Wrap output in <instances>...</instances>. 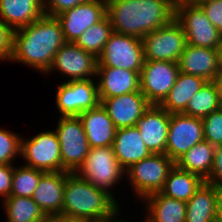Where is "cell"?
I'll list each match as a JSON object with an SVG mask.
<instances>
[{"label": "cell", "instance_id": "cell-1", "mask_svg": "<svg viewBox=\"0 0 222 222\" xmlns=\"http://www.w3.org/2000/svg\"><path fill=\"white\" fill-rule=\"evenodd\" d=\"M65 43L61 25L56 17L43 15L13 33L11 61L22 63L47 73L54 56Z\"/></svg>", "mask_w": 222, "mask_h": 222}, {"label": "cell", "instance_id": "cell-2", "mask_svg": "<svg viewBox=\"0 0 222 222\" xmlns=\"http://www.w3.org/2000/svg\"><path fill=\"white\" fill-rule=\"evenodd\" d=\"M175 0H124L109 3L106 16L114 32L142 39L175 18Z\"/></svg>", "mask_w": 222, "mask_h": 222}, {"label": "cell", "instance_id": "cell-3", "mask_svg": "<svg viewBox=\"0 0 222 222\" xmlns=\"http://www.w3.org/2000/svg\"><path fill=\"white\" fill-rule=\"evenodd\" d=\"M119 204L105 190L96 188L76 172H69L63 193L62 216L87 222H109L118 215Z\"/></svg>", "mask_w": 222, "mask_h": 222}, {"label": "cell", "instance_id": "cell-4", "mask_svg": "<svg viewBox=\"0 0 222 222\" xmlns=\"http://www.w3.org/2000/svg\"><path fill=\"white\" fill-rule=\"evenodd\" d=\"M76 173L114 198L109 189L119 182L125 170L118 163L113 147L109 146L90 148L84 163Z\"/></svg>", "mask_w": 222, "mask_h": 222}, {"label": "cell", "instance_id": "cell-5", "mask_svg": "<svg viewBox=\"0 0 222 222\" xmlns=\"http://www.w3.org/2000/svg\"><path fill=\"white\" fill-rule=\"evenodd\" d=\"M175 162L166 154H151L125 171L134 191L141 200L160 192Z\"/></svg>", "mask_w": 222, "mask_h": 222}, {"label": "cell", "instance_id": "cell-6", "mask_svg": "<svg viewBox=\"0 0 222 222\" xmlns=\"http://www.w3.org/2000/svg\"><path fill=\"white\" fill-rule=\"evenodd\" d=\"M61 150L62 171L76 172L90 150L78 116H61L55 131Z\"/></svg>", "mask_w": 222, "mask_h": 222}, {"label": "cell", "instance_id": "cell-7", "mask_svg": "<svg viewBox=\"0 0 222 222\" xmlns=\"http://www.w3.org/2000/svg\"><path fill=\"white\" fill-rule=\"evenodd\" d=\"M144 61L140 38L113 32L98 57L97 67H113L140 73Z\"/></svg>", "mask_w": 222, "mask_h": 222}, {"label": "cell", "instance_id": "cell-8", "mask_svg": "<svg viewBox=\"0 0 222 222\" xmlns=\"http://www.w3.org/2000/svg\"><path fill=\"white\" fill-rule=\"evenodd\" d=\"M175 20L182 26L186 43L217 49L222 33L214 27L200 6L175 3Z\"/></svg>", "mask_w": 222, "mask_h": 222}, {"label": "cell", "instance_id": "cell-9", "mask_svg": "<svg viewBox=\"0 0 222 222\" xmlns=\"http://www.w3.org/2000/svg\"><path fill=\"white\" fill-rule=\"evenodd\" d=\"M145 60L169 61L177 63L186 43L182 26L175 18L142 39Z\"/></svg>", "mask_w": 222, "mask_h": 222}, {"label": "cell", "instance_id": "cell-10", "mask_svg": "<svg viewBox=\"0 0 222 222\" xmlns=\"http://www.w3.org/2000/svg\"><path fill=\"white\" fill-rule=\"evenodd\" d=\"M21 138V157L26 165L43 172L62 171L61 150L55 131L35 134L28 140Z\"/></svg>", "mask_w": 222, "mask_h": 222}, {"label": "cell", "instance_id": "cell-11", "mask_svg": "<svg viewBox=\"0 0 222 222\" xmlns=\"http://www.w3.org/2000/svg\"><path fill=\"white\" fill-rule=\"evenodd\" d=\"M178 63L145 60L139 73L140 91L151 105H160L179 74Z\"/></svg>", "mask_w": 222, "mask_h": 222}, {"label": "cell", "instance_id": "cell-12", "mask_svg": "<svg viewBox=\"0 0 222 222\" xmlns=\"http://www.w3.org/2000/svg\"><path fill=\"white\" fill-rule=\"evenodd\" d=\"M97 83L89 80L65 81L56 92V106L61 116H79L100 104Z\"/></svg>", "mask_w": 222, "mask_h": 222}, {"label": "cell", "instance_id": "cell-13", "mask_svg": "<svg viewBox=\"0 0 222 222\" xmlns=\"http://www.w3.org/2000/svg\"><path fill=\"white\" fill-rule=\"evenodd\" d=\"M204 140L202 118L183 113L170 114L166 155L176 162L196 143Z\"/></svg>", "mask_w": 222, "mask_h": 222}, {"label": "cell", "instance_id": "cell-14", "mask_svg": "<svg viewBox=\"0 0 222 222\" xmlns=\"http://www.w3.org/2000/svg\"><path fill=\"white\" fill-rule=\"evenodd\" d=\"M98 58L83 50L73 42H65L54 56L48 72L60 71L68 76V81L89 80L96 77Z\"/></svg>", "mask_w": 222, "mask_h": 222}, {"label": "cell", "instance_id": "cell-15", "mask_svg": "<svg viewBox=\"0 0 222 222\" xmlns=\"http://www.w3.org/2000/svg\"><path fill=\"white\" fill-rule=\"evenodd\" d=\"M106 16L103 0H88L55 16L59 21L65 42H75L90 26Z\"/></svg>", "mask_w": 222, "mask_h": 222}, {"label": "cell", "instance_id": "cell-16", "mask_svg": "<svg viewBox=\"0 0 222 222\" xmlns=\"http://www.w3.org/2000/svg\"><path fill=\"white\" fill-rule=\"evenodd\" d=\"M117 129L136 126L137 121L151 106L141 92H131L121 96L99 98Z\"/></svg>", "mask_w": 222, "mask_h": 222}, {"label": "cell", "instance_id": "cell-17", "mask_svg": "<svg viewBox=\"0 0 222 222\" xmlns=\"http://www.w3.org/2000/svg\"><path fill=\"white\" fill-rule=\"evenodd\" d=\"M170 114L160 105H151L137 121L145 146L152 154H166Z\"/></svg>", "mask_w": 222, "mask_h": 222}, {"label": "cell", "instance_id": "cell-18", "mask_svg": "<svg viewBox=\"0 0 222 222\" xmlns=\"http://www.w3.org/2000/svg\"><path fill=\"white\" fill-rule=\"evenodd\" d=\"M69 171L45 172L34 190L32 199L47 217L61 215L66 176Z\"/></svg>", "mask_w": 222, "mask_h": 222}, {"label": "cell", "instance_id": "cell-19", "mask_svg": "<svg viewBox=\"0 0 222 222\" xmlns=\"http://www.w3.org/2000/svg\"><path fill=\"white\" fill-rule=\"evenodd\" d=\"M98 97L110 98L140 91L139 72L113 67H97Z\"/></svg>", "mask_w": 222, "mask_h": 222}, {"label": "cell", "instance_id": "cell-20", "mask_svg": "<svg viewBox=\"0 0 222 222\" xmlns=\"http://www.w3.org/2000/svg\"><path fill=\"white\" fill-rule=\"evenodd\" d=\"M179 71L201 77L207 82L213 81L218 69L216 49L186 44L178 60Z\"/></svg>", "mask_w": 222, "mask_h": 222}, {"label": "cell", "instance_id": "cell-21", "mask_svg": "<svg viewBox=\"0 0 222 222\" xmlns=\"http://www.w3.org/2000/svg\"><path fill=\"white\" fill-rule=\"evenodd\" d=\"M78 117L82 122L90 148L113 145L117 128L101 104L84 111Z\"/></svg>", "mask_w": 222, "mask_h": 222}, {"label": "cell", "instance_id": "cell-22", "mask_svg": "<svg viewBox=\"0 0 222 222\" xmlns=\"http://www.w3.org/2000/svg\"><path fill=\"white\" fill-rule=\"evenodd\" d=\"M112 147L118 163L125 171L152 154L136 126L117 129Z\"/></svg>", "mask_w": 222, "mask_h": 222}, {"label": "cell", "instance_id": "cell-23", "mask_svg": "<svg viewBox=\"0 0 222 222\" xmlns=\"http://www.w3.org/2000/svg\"><path fill=\"white\" fill-rule=\"evenodd\" d=\"M44 12V0H0V19L13 31L38 20Z\"/></svg>", "mask_w": 222, "mask_h": 222}, {"label": "cell", "instance_id": "cell-24", "mask_svg": "<svg viewBox=\"0 0 222 222\" xmlns=\"http://www.w3.org/2000/svg\"><path fill=\"white\" fill-rule=\"evenodd\" d=\"M218 188L204 181L186 202L185 222H216Z\"/></svg>", "mask_w": 222, "mask_h": 222}, {"label": "cell", "instance_id": "cell-25", "mask_svg": "<svg viewBox=\"0 0 222 222\" xmlns=\"http://www.w3.org/2000/svg\"><path fill=\"white\" fill-rule=\"evenodd\" d=\"M206 82L201 77L179 72L172 89L160 106L169 114L183 113L189 100Z\"/></svg>", "mask_w": 222, "mask_h": 222}, {"label": "cell", "instance_id": "cell-26", "mask_svg": "<svg viewBox=\"0 0 222 222\" xmlns=\"http://www.w3.org/2000/svg\"><path fill=\"white\" fill-rule=\"evenodd\" d=\"M143 201L147 204L146 222H185L187 203L169 198L164 194L153 193Z\"/></svg>", "mask_w": 222, "mask_h": 222}, {"label": "cell", "instance_id": "cell-27", "mask_svg": "<svg viewBox=\"0 0 222 222\" xmlns=\"http://www.w3.org/2000/svg\"><path fill=\"white\" fill-rule=\"evenodd\" d=\"M215 148L208 141L203 140L183 154L175 165L179 169L199 175L206 181L213 168Z\"/></svg>", "mask_w": 222, "mask_h": 222}, {"label": "cell", "instance_id": "cell-28", "mask_svg": "<svg viewBox=\"0 0 222 222\" xmlns=\"http://www.w3.org/2000/svg\"><path fill=\"white\" fill-rule=\"evenodd\" d=\"M204 181L199 175L179 169L174 165L160 193L169 198L187 202Z\"/></svg>", "mask_w": 222, "mask_h": 222}, {"label": "cell", "instance_id": "cell-29", "mask_svg": "<svg viewBox=\"0 0 222 222\" xmlns=\"http://www.w3.org/2000/svg\"><path fill=\"white\" fill-rule=\"evenodd\" d=\"M6 222H46L47 216L32 197L9 196L3 199Z\"/></svg>", "mask_w": 222, "mask_h": 222}, {"label": "cell", "instance_id": "cell-30", "mask_svg": "<svg viewBox=\"0 0 222 222\" xmlns=\"http://www.w3.org/2000/svg\"><path fill=\"white\" fill-rule=\"evenodd\" d=\"M222 107V97L215 84L210 81L194 94L186 106L183 114L191 117L203 118Z\"/></svg>", "mask_w": 222, "mask_h": 222}, {"label": "cell", "instance_id": "cell-31", "mask_svg": "<svg viewBox=\"0 0 222 222\" xmlns=\"http://www.w3.org/2000/svg\"><path fill=\"white\" fill-rule=\"evenodd\" d=\"M113 32L109 18L105 16L98 23L87 28L74 43L98 58Z\"/></svg>", "mask_w": 222, "mask_h": 222}, {"label": "cell", "instance_id": "cell-32", "mask_svg": "<svg viewBox=\"0 0 222 222\" xmlns=\"http://www.w3.org/2000/svg\"><path fill=\"white\" fill-rule=\"evenodd\" d=\"M45 172L26 165L15 167L12 177L10 195L19 197H32L41 176Z\"/></svg>", "mask_w": 222, "mask_h": 222}, {"label": "cell", "instance_id": "cell-33", "mask_svg": "<svg viewBox=\"0 0 222 222\" xmlns=\"http://www.w3.org/2000/svg\"><path fill=\"white\" fill-rule=\"evenodd\" d=\"M21 155V136L0 128V165L12 164Z\"/></svg>", "mask_w": 222, "mask_h": 222}, {"label": "cell", "instance_id": "cell-34", "mask_svg": "<svg viewBox=\"0 0 222 222\" xmlns=\"http://www.w3.org/2000/svg\"><path fill=\"white\" fill-rule=\"evenodd\" d=\"M204 140L213 146L222 145V107L202 118Z\"/></svg>", "mask_w": 222, "mask_h": 222}, {"label": "cell", "instance_id": "cell-35", "mask_svg": "<svg viewBox=\"0 0 222 222\" xmlns=\"http://www.w3.org/2000/svg\"><path fill=\"white\" fill-rule=\"evenodd\" d=\"M14 31L0 19V61L11 60Z\"/></svg>", "mask_w": 222, "mask_h": 222}, {"label": "cell", "instance_id": "cell-36", "mask_svg": "<svg viewBox=\"0 0 222 222\" xmlns=\"http://www.w3.org/2000/svg\"><path fill=\"white\" fill-rule=\"evenodd\" d=\"M88 0H44L45 15L55 17Z\"/></svg>", "mask_w": 222, "mask_h": 222}, {"label": "cell", "instance_id": "cell-37", "mask_svg": "<svg viewBox=\"0 0 222 222\" xmlns=\"http://www.w3.org/2000/svg\"><path fill=\"white\" fill-rule=\"evenodd\" d=\"M212 25L222 33V0H211L200 5Z\"/></svg>", "mask_w": 222, "mask_h": 222}, {"label": "cell", "instance_id": "cell-38", "mask_svg": "<svg viewBox=\"0 0 222 222\" xmlns=\"http://www.w3.org/2000/svg\"><path fill=\"white\" fill-rule=\"evenodd\" d=\"M206 182L222 189V145L215 148L213 168Z\"/></svg>", "mask_w": 222, "mask_h": 222}, {"label": "cell", "instance_id": "cell-39", "mask_svg": "<svg viewBox=\"0 0 222 222\" xmlns=\"http://www.w3.org/2000/svg\"><path fill=\"white\" fill-rule=\"evenodd\" d=\"M13 171V164L0 165V197L3 199L10 196Z\"/></svg>", "mask_w": 222, "mask_h": 222}, {"label": "cell", "instance_id": "cell-40", "mask_svg": "<svg viewBox=\"0 0 222 222\" xmlns=\"http://www.w3.org/2000/svg\"><path fill=\"white\" fill-rule=\"evenodd\" d=\"M46 222H87L81 219L69 218L62 215L50 216Z\"/></svg>", "mask_w": 222, "mask_h": 222}, {"label": "cell", "instance_id": "cell-41", "mask_svg": "<svg viewBox=\"0 0 222 222\" xmlns=\"http://www.w3.org/2000/svg\"><path fill=\"white\" fill-rule=\"evenodd\" d=\"M216 222H222V189H218Z\"/></svg>", "mask_w": 222, "mask_h": 222}, {"label": "cell", "instance_id": "cell-42", "mask_svg": "<svg viewBox=\"0 0 222 222\" xmlns=\"http://www.w3.org/2000/svg\"><path fill=\"white\" fill-rule=\"evenodd\" d=\"M222 97V67H220L212 81Z\"/></svg>", "mask_w": 222, "mask_h": 222}, {"label": "cell", "instance_id": "cell-43", "mask_svg": "<svg viewBox=\"0 0 222 222\" xmlns=\"http://www.w3.org/2000/svg\"><path fill=\"white\" fill-rule=\"evenodd\" d=\"M175 3H185L192 6H200L205 2H209L211 0H175Z\"/></svg>", "mask_w": 222, "mask_h": 222}, {"label": "cell", "instance_id": "cell-44", "mask_svg": "<svg viewBox=\"0 0 222 222\" xmlns=\"http://www.w3.org/2000/svg\"><path fill=\"white\" fill-rule=\"evenodd\" d=\"M217 54H218V62H219V66L222 67V40L220 41V43L217 46Z\"/></svg>", "mask_w": 222, "mask_h": 222}, {"label": "cell", "instance_id": "cell-45", "mask_svg": "<svg viewBox=\"0 0 222 222\" xmlns=\"http://www.w3.org/2000/svg\"><path fill=\"white\" fill-rule=\"evenodd\" d=\"M119 1H124V0H103V2L106 4V6H107L109 3L119 2Z\"/></svg>", "mask_w": 222, "mask_h": 222}, {"label": "cell", "instance_id": "cell-46", "mask_svg": "<svg viewBox=\"0 0 222 222\" xmlns=\"http://www.w3.org/2000/svg\"><path fill=\"white\" fill-rule=\"evenodd\" d=\"M117 218V216H115L111 221H109V222H126V221H123V220H118V219H116Z\"/></svg>", "mask_w": 222, "mask_h": 222}]
</instances>
